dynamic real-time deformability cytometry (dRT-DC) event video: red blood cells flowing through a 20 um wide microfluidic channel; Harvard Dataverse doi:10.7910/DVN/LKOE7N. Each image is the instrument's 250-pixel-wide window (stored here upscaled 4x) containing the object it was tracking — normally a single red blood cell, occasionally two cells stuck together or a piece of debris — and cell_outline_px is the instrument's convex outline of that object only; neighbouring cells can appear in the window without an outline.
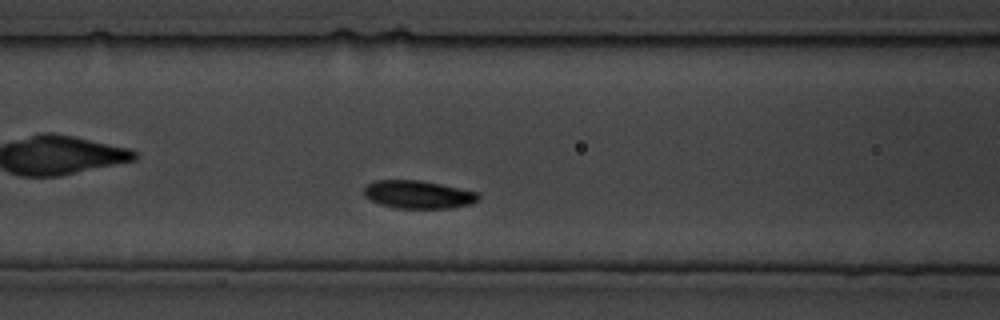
{"species": "common noctule bat (a hibernating species)", "species_latin": "Nyctalus noctula", "temperature_condition": "cold", "stored_images_in_passage": 98, "camera_frame_rate_fps": 3000, "um_per_image_px": 0.085, "animal": {"sex": "male", "body_mass_g": 19.5, "forearm_length_mm": 54.6}, "frame": {"image": 1, "passage_image": 22, "time_ms": 7.0, "image_size_px": [1000, 320], "cell_outline_px": [[480, 196], [476, 200], [468, 204], [452, 208], [396, 208], [380, 204], [364, 196], [364, 188], [368, 184], [376, 180], [420, 180], [440, 184], [476, 192]], "centroid_in_image_um": [35.51, 16.53], "position_along_channel_um": 131.1, "area_um2": 18.38}}
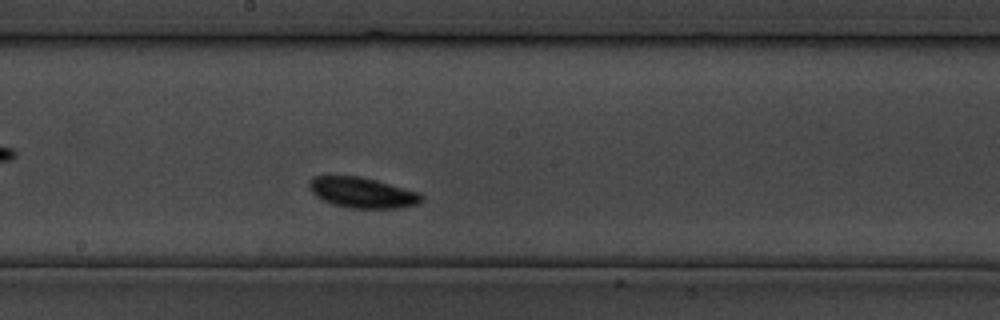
{"frame": {"image": 2, "passage_image": 39, "time_ms": 12.667, "image_size_px": [1000, 320], "cell_outline_px": [[424, 200], [416, 204], [400, 208], [352, 208], [336, 204], [324, 200], [316, 196], [308, 188], [308, 180], [312, 176], [360, 176], [420, 192], [424, 196]], "centroid_in_image_um": [30.81, 16.36], "position_along_channel_um": 217.4, "area_um2": 19.94}}
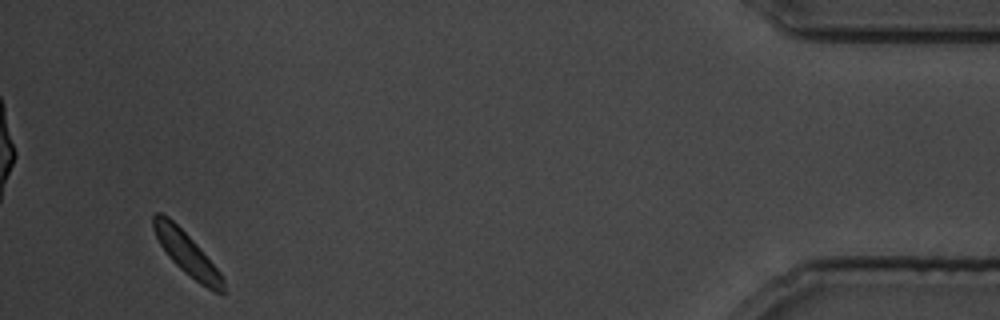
{"frame": {"image": 3, "passage_image": 91, "time_ms": 30.0, "image_size_px": [1000, 320], "cell_outline_px": [[224, 292], [216, 292], [200, 284], [180, 268], [168, 256], [160, 244], [156, 236], [152, 224], [152, 216], [156, 212], [160, 212], [168, 216], [196, 244], [220, 272], [224, 280]], "centroid_in_image_um": [15.85, 21.52], "position_along_channel_um": 419.3, "area_um2": 16.88}}